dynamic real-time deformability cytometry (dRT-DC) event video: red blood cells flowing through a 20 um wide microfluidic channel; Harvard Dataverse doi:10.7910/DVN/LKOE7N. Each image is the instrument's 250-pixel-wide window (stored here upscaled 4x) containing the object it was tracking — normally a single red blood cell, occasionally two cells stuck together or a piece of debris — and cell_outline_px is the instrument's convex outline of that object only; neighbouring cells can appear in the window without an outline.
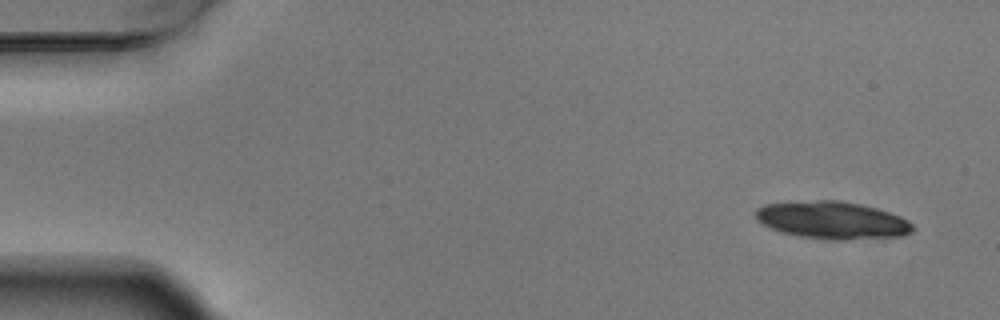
{"species": "Egyptian fruit bat (a non-hibernating species)", "species_latin": "Rousettus aegyptiacus", "temperature_condition": "warm", "stored_images_in_passage": 4, "camera_frame_rate_fps": 3000, "um_per_image_px": 0.085, "animal": {"sex": "male"}, "frame": {"image": 1, "passage_image": 1, "time_ms": 0.0, "image_size_px": [1000, 320], "cell_outline_px": [[916, 228], [912, 232], [904, 236], [848, 240], [832, 240], [800, 236], [780, 232], [768, 228], [756, 220], [756, 208], [764, 204], [820, 200], [840, 200], [860, 204], [876, 208], [900, 216], [908, 220]], "centroid_in_image_um": [70.76, 18.73], "position_along_channel_um": 14.2, "area_um2": 34.56}}